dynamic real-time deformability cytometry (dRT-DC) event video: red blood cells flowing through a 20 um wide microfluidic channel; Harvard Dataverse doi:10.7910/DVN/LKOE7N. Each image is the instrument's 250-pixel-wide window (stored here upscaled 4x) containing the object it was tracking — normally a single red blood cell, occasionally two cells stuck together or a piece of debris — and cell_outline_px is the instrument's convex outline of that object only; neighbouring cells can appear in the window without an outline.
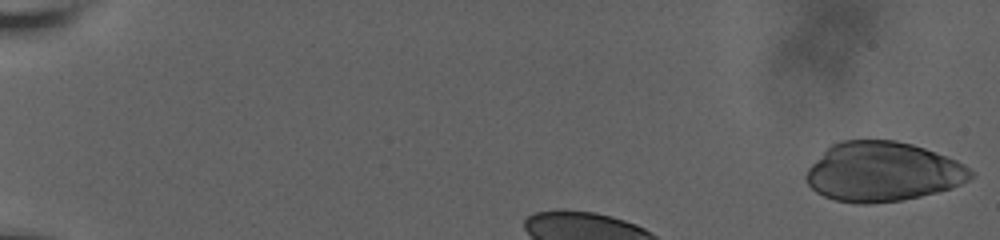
{"species": "human", "species_latin": "Homo sapiens", "temperature_condition": "room temperature", "stored_images_in_passage": 64, "camera_frame_rate_fps": 3000, "um_per_image_px": 0.085, "donor": {"sex": "male"}, "frame": {"image": 1, "passage_image": 1, "time_ms": 0.0, "image_size_px": [1000, 240], "cell_outline_px": [[972, 176], [968, 180], [960, 184], [936, 192], [920, 196], [900, 200], [864, 204], [856, 204], [836, 200], [824, 196], [816, 192], [808, 184], [804, 176], [808, 168], [832, 144], [840, 140], [896, 140], [912, 144], [924, 148], [956, 160], [964, 164], [972, 172]], "centroid_in_image_um": [75.0, 14.6], "position_along_channel_um": 10.0, "area_um2": 56.64}}
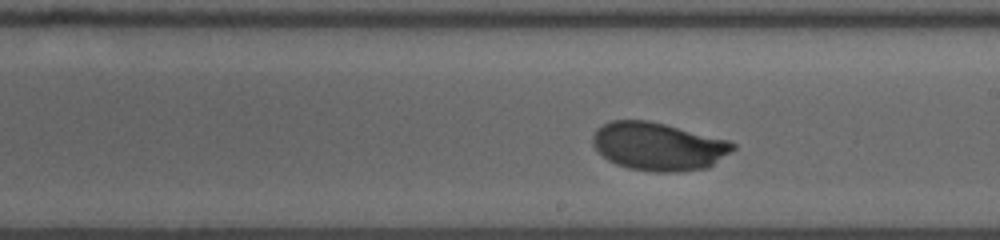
{"frame": {"image": 2, "passage_image": 43, "time_ms": 7.667, "image_size_px": [1000, 240], "cell_outline_px": [[736, 148], [708, 168], [676, 172], [656, 172], [628, 168], [616, 164], [608, 160], [592, 144], [592, 136], [596, 128], [612, 120], [648, 120], [728, 140], [736, 144]], "centroid_in_image_um": [55.95, 12.45], "position_along_channel_um": 233.0, "area_um2": 39.13}}
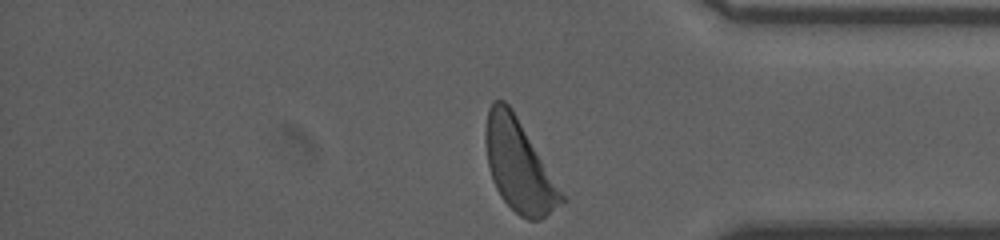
{"frame": {"image": 3, "passage_image": 63, "time_ms": 12.333, "image_size_px": [1000, 240], "cell_outline_px": [[564, 200], [560, 204], [540, 220], [528, 220], [520, 216], [500, 196], [492, 180], [488, 164], [484, 140], [484, 132], [488, 108], [492, 100], [504, 100], [512, 108], [564, 196]], "centroid_in_image_um": [44.04, 14.05], "position_along_channel_um": 391.2, "area_um2": 39.88}, "authors_computed_cell_mechanics": {"area_um2": 39.2462, "velocity_mm_per_s": 3.6203, "shape_relaxation_time_tau1_ms": 2.7534, "shape_relaxation_time_tau2_ms": null, "deformation_change_tau1": 0.142, "deformation_change_tau2": null}}